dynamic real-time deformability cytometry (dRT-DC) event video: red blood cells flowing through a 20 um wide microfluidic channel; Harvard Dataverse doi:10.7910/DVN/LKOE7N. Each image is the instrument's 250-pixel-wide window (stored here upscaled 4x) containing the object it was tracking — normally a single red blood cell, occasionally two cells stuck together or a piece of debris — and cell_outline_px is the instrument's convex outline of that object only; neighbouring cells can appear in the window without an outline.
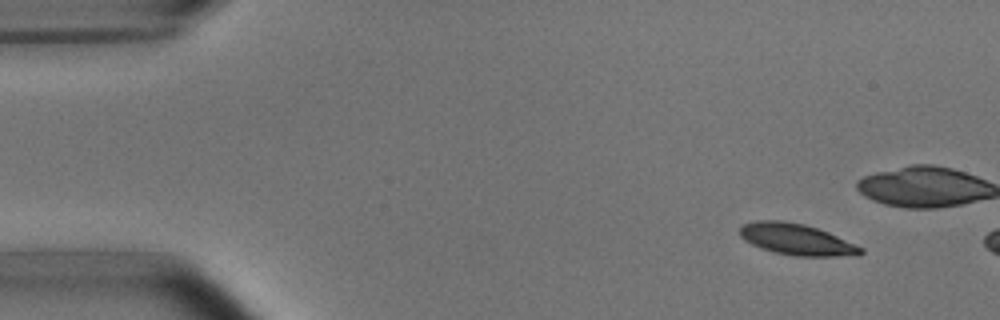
{"species": "common noctule bat (a hibernating species)", "species_latin": "Nyctalus noctula", "temperature_condition": "room temperature", "stored_images_in_passage": 5, "camera_frame_rate_fps": 3000, "um_per_image_px": 0.085, "animal": {"sex": "male", "body_mass_g": 15.6}, "frame": {"image": 1, "passage_image": 1, "time_ms": 0.0, "image_size_px": [1000, 320], "cell_outline_px": [[864, 252], [860, 256], [796, 256], [776, 252], [760, 248], [744, 240], [740, 236], [740, 228], [744, 224], [756, 220], [784, 220], [804, 224], [828, 232], [864, 248]], "centroid_in_image_um": [67.73, 20.35], "position_along_channel_um": 17.3, "area_um2": 22.08}}